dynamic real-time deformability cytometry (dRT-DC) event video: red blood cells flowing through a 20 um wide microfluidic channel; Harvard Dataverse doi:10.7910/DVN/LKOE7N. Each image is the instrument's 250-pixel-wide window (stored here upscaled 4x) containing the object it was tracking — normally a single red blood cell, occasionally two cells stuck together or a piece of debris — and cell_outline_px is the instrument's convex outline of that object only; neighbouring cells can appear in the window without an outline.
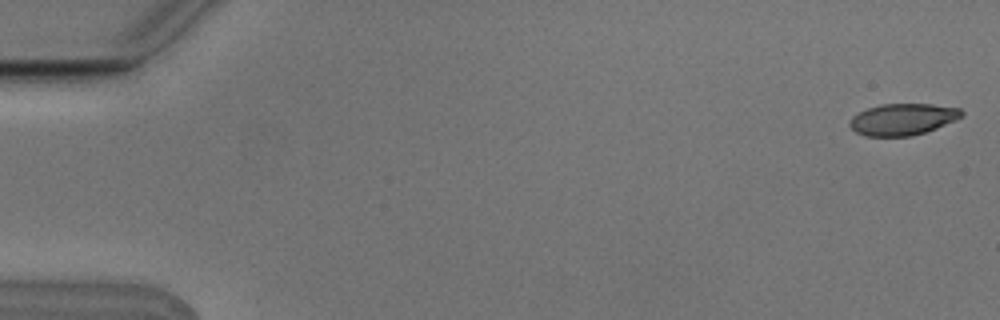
{"species": "Egyptian fruit bat (a non-hibernating species)", "species_latin": "Rousettus aegyptiacus", "temperature_condition": "cold", "stored_images_in_passage": 4, "camera_frame_rate_fps": 3000, "um_per_image_px": 0.085, "animal": {"sex": "male"}, "frame": {"image": 1, "passage_image": 1, "time_ms": 0.0, "image_size_px": [1000, 320], "cell_outline_px": [[964, 116], [956, 120], [936, 128], [912, 136], [864, 136], [856, 132], [848, 124], [848, 120], [852, 116], [868, 108], [880, 104], [932, 104], [960, 108], [964, 112]], "centroid_in_image_um": [76.73, 10.14], "position_along_channel_um": 8.3, "area_um2": 20.69}}